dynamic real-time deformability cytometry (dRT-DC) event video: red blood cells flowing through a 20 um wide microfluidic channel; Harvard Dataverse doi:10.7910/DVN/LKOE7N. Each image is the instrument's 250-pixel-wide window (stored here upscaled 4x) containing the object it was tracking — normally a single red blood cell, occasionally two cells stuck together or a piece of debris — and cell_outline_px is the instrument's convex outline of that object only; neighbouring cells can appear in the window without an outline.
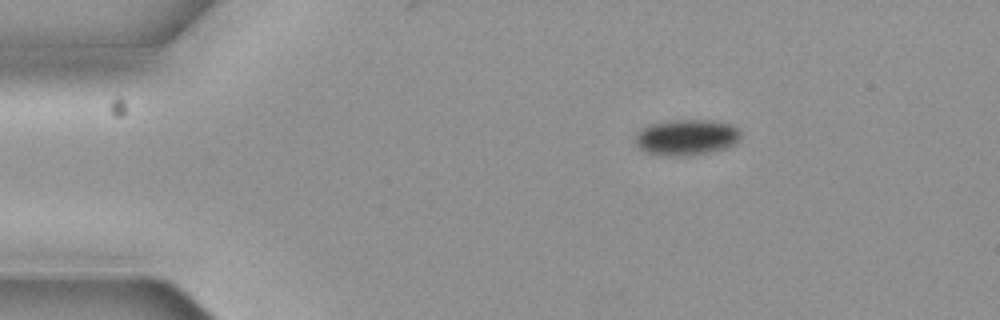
{"species": "common noctule bat (a hibernating species)", "species_latin": "Nyctalus noctula", "temperature_condition": "cold", "stored_images_in_passage": 3, "camera_frame_rate_fps": 3000, "um_per_image_px": 0.085, "animal": {"sex": "female", "body_mass_g": 19.3, "forearm_length_mm": 54.1}, "frame": {"image": 1, "passage_image": 1, "time_ms": 0.0, "image_size_px": [1000, 320], "cell_outline_px": [[740, 136], [736, 144], [724, 148], [692, 156], [664, 156], [648, 152], [640, 148], [636, 144], [636, 132], [640, 128], [648, 124], [672, 120], [704, 120], [728, 124], [736, 128], [740, 132]], "centroid_in_image_um": [58.3, 11.68], "position_along_channel_um": 26.7, "area_um2": 21.96}}